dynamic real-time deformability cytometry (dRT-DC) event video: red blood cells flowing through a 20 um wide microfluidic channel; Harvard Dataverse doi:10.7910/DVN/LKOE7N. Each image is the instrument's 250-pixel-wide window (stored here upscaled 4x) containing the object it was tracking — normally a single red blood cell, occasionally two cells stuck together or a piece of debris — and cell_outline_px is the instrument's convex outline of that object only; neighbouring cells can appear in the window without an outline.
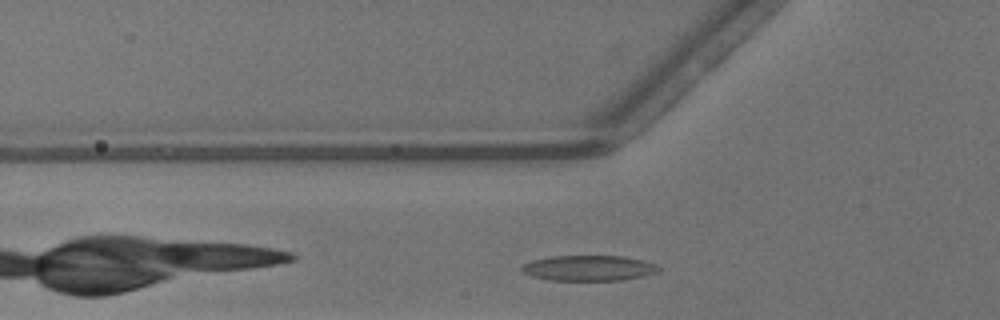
{"species": "common noctule bat (a hibernating species)", "species_latin": "Nyctalus noctula", "temperature_condition": "warm", "stored_images_in_passage": 29, "camera_frame_rate_fps": 3000, "um_per_image_px": 0.085, "animal": {"sex": "male", "body_mass_g": 13.3}, "frame": {"image": 1, "passage_image": 8, "time_ms": 2.333, "image_size_px": [1000, 320], "cell_outline_px": [[660, 268], [656, 272], [640, 276], [620, 280], [548, 280], [532, 276], [524, 272], [520, 268], [524, 264], [532, 260], [552, 256], [624, 256], [656, 264]], "centroid_in_image_um": [50.0, 22.78], "position_along_channel_um": 75.8, "area_um2": 20.0}}
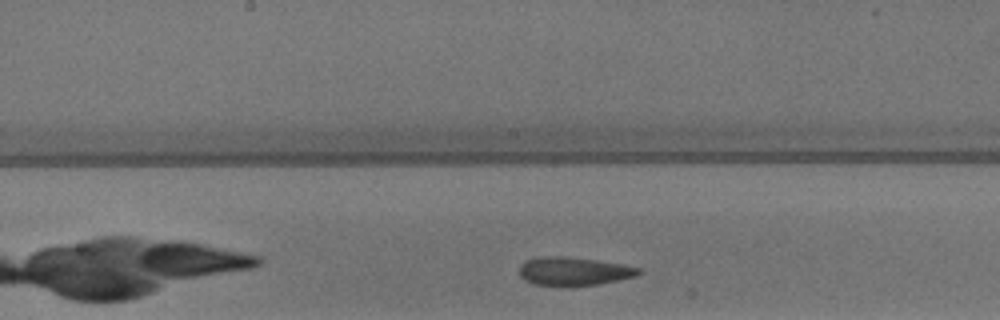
{"frame": {"image": 2, "passage_image": 17, "time_ms": 5.333, "image_size_px": [1000, 320], "cell_outline_px": [[644, 272], [636, 276], [596, 284], [572, 288], [568, 288], [536, 284], [520, 276], [520, 264], [528, 260], [540, 256], [560, 256], [592, 260], [620, 264], [640, 268]], "centroid_in_image_um": [48.76, 23.09], "position_along_channel_um": 199.4, "area_um2": 19.77}}
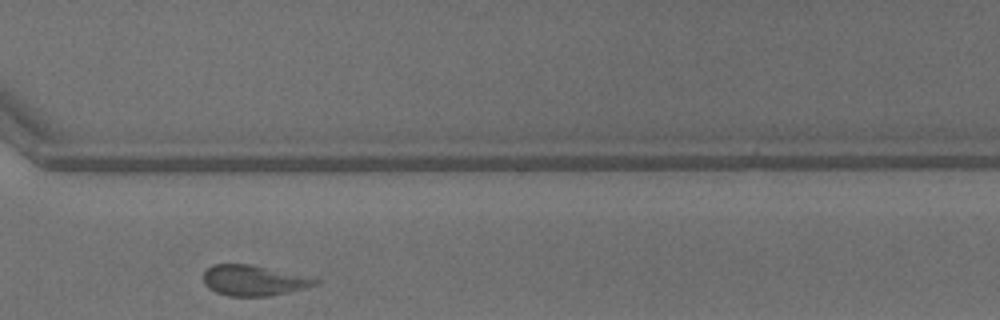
{"frame": {"image": 3, "passage_image": 28, "time_ms": 9.0, "image_size_px": [1000, 320], "cell_outline_px": [[320, 280], [316, 284], [304, 288], [268, 296], [228, 296], [216, 292], [208, 288], [204, 284], [204, 272], [212, 264], [248, 264]], "centroid_in_image_um": [21.46, 23.85], "position_along_channel_um": 349.1, "area_um2": 19.31}}